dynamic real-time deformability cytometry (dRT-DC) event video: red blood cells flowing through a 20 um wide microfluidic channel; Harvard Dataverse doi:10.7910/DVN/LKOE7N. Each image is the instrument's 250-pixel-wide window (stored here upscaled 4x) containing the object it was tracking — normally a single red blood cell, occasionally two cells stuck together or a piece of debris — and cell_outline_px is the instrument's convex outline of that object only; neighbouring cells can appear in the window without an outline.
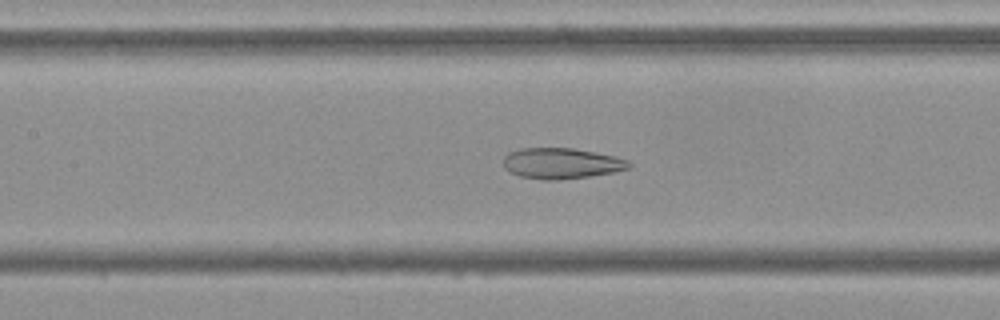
{"species": "Egyptian fruit bat (a non-hibernating species)", "species_latin": "Rousettus aegyptiacus", "temperature_condition": "cold", "stored_images_in_passage": 55, "camera_frame_rate_fps": 3000, "um_per_image_px": 0.085, "frame": {"image": 1, "passage_image": 25, "time_ms": 8.0, "image_size_px": [1000, 320], "cell_outline_px": [[632, 164], [628, 168], [612, 172], [588, 176], [552, 180], [544, 180], [520, 176], [504, 168], [504, 156], [508, 152], [520, 148], [572, 148], [616, 156], [628, 160]], "centroid_in_image_um": [47.7, 13.87], "position_along_channel_um": 159.7, "area_um2": 22.31}}
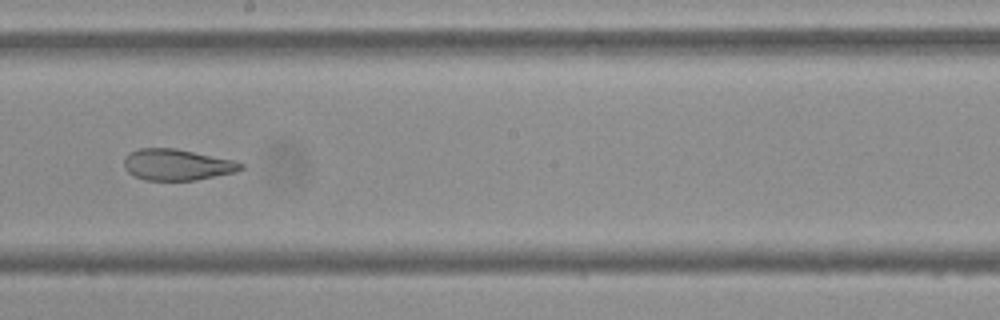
{"frame": {"image": 2, "passage_image": 31, "time_ms": 10.0, "image_size_px": [1000, 320], "cell_outline_px": [[244, 168], [236, 172], [196, 180], [144, 180], [128, 172], [124, 168], [124, 156], [128, 152], [140, 148], [176, 148], [236, 160], [244, 164]], "centroid_in_image_um": [15.06, 13.99], "position_along_channel_um": 233.1, "area_um2": 21.5}}
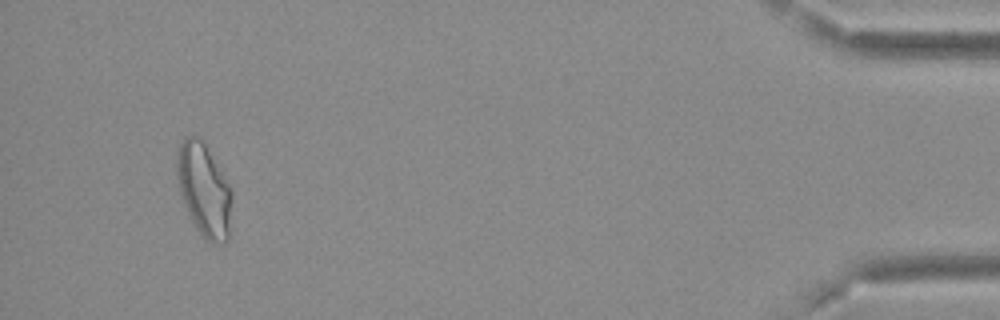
{"frame": {"image": 3, "passage_image": 52, "time_ms": 17.0, "image_size_px": [1000, 320], "cell_outline_px": [[232, 196], [228, 240], [224, 244], [212, 244], [196, 228], [188, 212], [176, 176], [176, 156], [180, 144], [184, 136], [200, 136], [228, 184], [232, 192]], "centroid_in_image_um": [17.34, 16.14], "position_along_channel_um": 417.9, "area_um2": 29.36}, "authors_computed_cell_mechanics": {"area_um2": 26.4146, "velocity_mm_per_s": 3.6876, "shape_relaxation_time_tau1_ms": null, "shape_relaxation_time_tau2_ms": 2.0928, "deformation_change_tau1": null, "deformation_change_tau2": 0.0982}}